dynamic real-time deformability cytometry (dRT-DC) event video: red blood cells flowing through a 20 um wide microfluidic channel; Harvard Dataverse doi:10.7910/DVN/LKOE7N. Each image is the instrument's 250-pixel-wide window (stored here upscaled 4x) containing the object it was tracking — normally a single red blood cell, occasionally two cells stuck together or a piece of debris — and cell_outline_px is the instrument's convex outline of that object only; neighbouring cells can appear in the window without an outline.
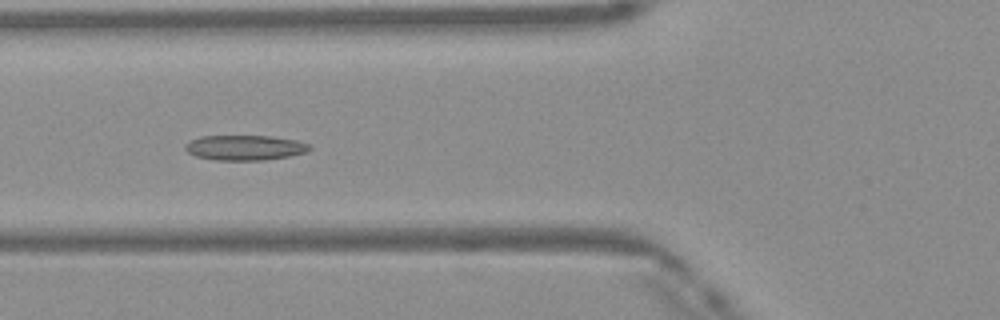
{"species": "Egyptian fruit bat (a non-hibernating species)", "species_latin": "Rousettus aegyptiacus", "temperature_condition": "warm", "stored_images_in_passage": 48, "camera_frame_rate_fps": 3000, "um_per_image_px": 0.085, "frame": {"image": 1, "passage_image": 18, "time_ms": 5.667, "image_size_px": [1000, 320], "cell_outline_px": [[312, 148], [308, 152], [288, 156], [264, 160], [212, 160], [196, 156], [188, 152], [184, 148], [184, 144], [188, 140], [200, 136], [272, 136], [296, 140], [312, 144]], "centroid_in_image_um": [20.81, 12.54], "position_along_channel_um": 105.0, "area_um2": 18.44}}
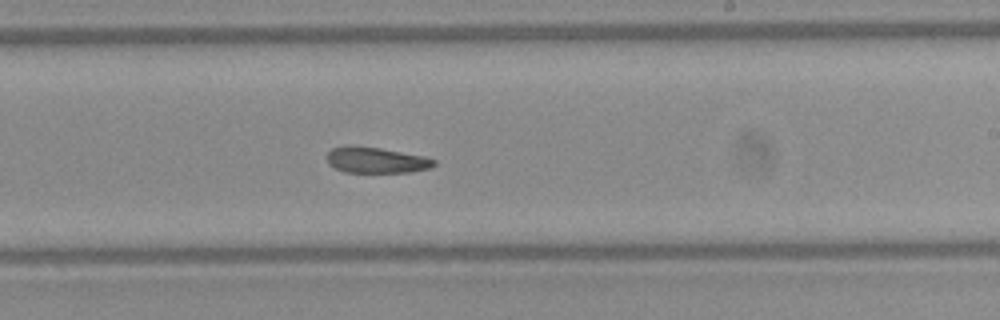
{"frame": {"image": 2, "passage_image": 29, "time_ms": 9.333, "image_size_px": [1000, 320], "cell_outline_px": [[436, 164], [428, 168], [408, 172], [344, 172], [328, 164], [328, 152], [332, 148], [352, 144], [380, 148], [424, 156], [436, 160]], "centroid_in_image_um": [31.95, 13.59], "position_along_channel_um": 257.1, "area_um2": 16.13}}
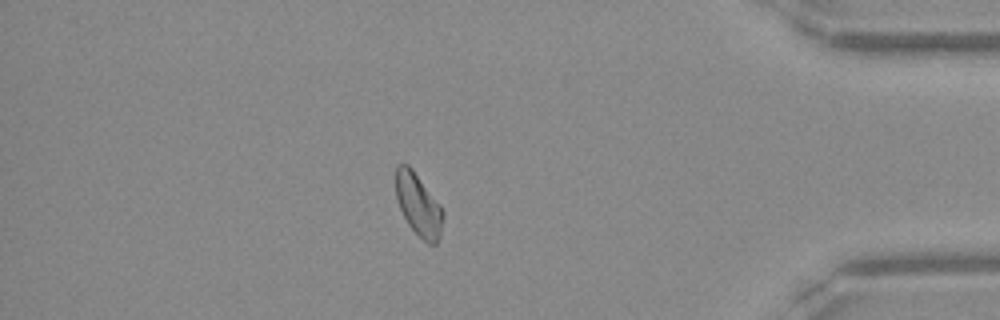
{"frame": {"image": 3, "passage_image": 42, "time_ms": 13.667, "image_size_px": [1000, 320], "cell_outline_px": [[444, 216], [440, 236], [436, 244], [428, 244], [408, 224], [396, 200], [396, 168], [400, 164], [408, 164], [412, 168], [440, 204], [444, 212]], "centroid_in_image_um": [35.58, 17.4], "position_along_channel_um": 399.6, "area_um2": 17.05}, "authors_computed_cell_mechanics": {"area_um2": 17.8602, "velocity_mm_per_s": 4.1466, "shape_relaxation_time_tau1_ms": null, "shape_relaxation_time_tau2_ms": 3.5512, "deformation_change_tau1": null, "deformation_change_tau2": 0.0911}}